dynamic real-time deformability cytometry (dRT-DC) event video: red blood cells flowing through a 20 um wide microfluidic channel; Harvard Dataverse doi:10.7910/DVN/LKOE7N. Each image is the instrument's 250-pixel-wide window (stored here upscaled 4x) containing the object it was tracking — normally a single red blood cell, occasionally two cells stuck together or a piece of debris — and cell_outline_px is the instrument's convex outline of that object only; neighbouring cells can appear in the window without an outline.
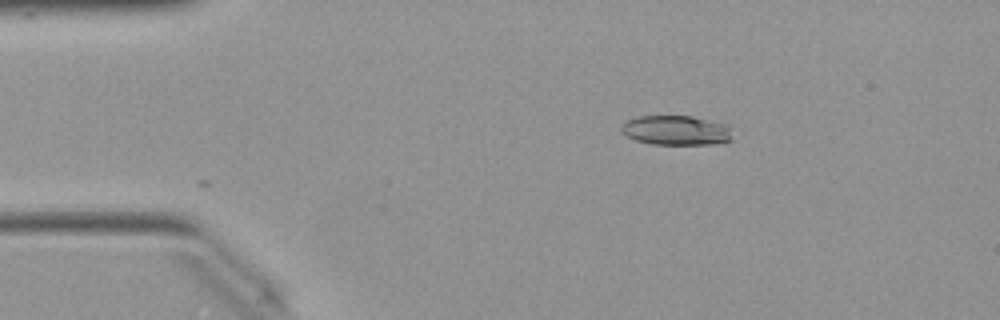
{"species": "Egyptian fruit bat (a non-hibernating species)", "species_latin": "Rousettus aegyptiacus", "temperature_condition": "warm", "stored_images_in_passage": 2, "camera_frame_rate_fps": 3000, "um_per_image_px": 0.085, "animal": {"sex": "female"}, "frame": {"image": 1, "passage_image": 1, "time_ms": 0.0, "image_size_px": [1000, 320], "cell_outline_px": [[732, 140], [716, 144], [652, 144], [636, 140], [620, 132], [620, 128], [628, 120], [636, 116], [692, 116], [724, 124], [728, 128]], "centroid_in_image_um": [57.43, 11.08], "position_along_channel_um": 27.6, "area_um2": 18.96}}